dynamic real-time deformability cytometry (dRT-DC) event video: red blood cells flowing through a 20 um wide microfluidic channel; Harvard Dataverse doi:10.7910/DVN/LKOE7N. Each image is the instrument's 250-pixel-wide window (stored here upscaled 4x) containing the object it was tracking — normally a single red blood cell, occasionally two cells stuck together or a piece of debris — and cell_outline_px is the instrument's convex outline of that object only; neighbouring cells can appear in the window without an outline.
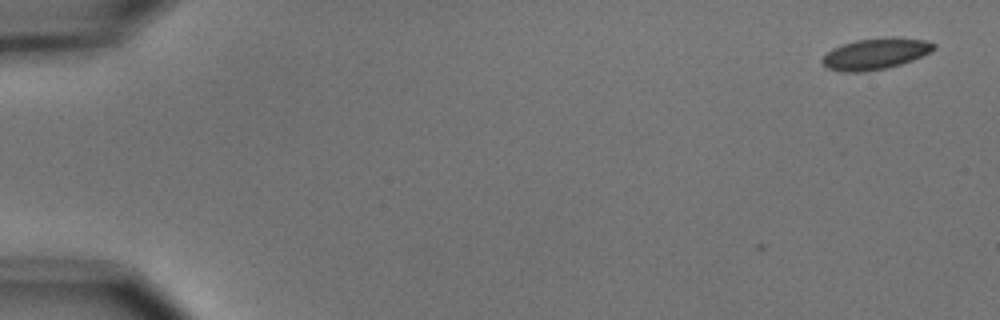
{"species": "common noctule bat (a hibernating species)", "species_latin": "Nyctalus noctula", "temperature_condition": "cold", "stored_images_in_passage": 4, "camera_frame_rate_fps": 3000, "um_per_image_px": 0.085, "animal": {"sex": "male", "body_mass_g": 15.6}, "frame": {"image": 1, "passage_image": 1, "time_ms": 0.0, "image_size_px": [1000, 320], "cell_outline_px": [[936, 48], [912, 60], [900, 64], [884, 68], [864, 72], [840, 72], [828, 68], [820, 60], [832, 48], [856, 40], [924, 40], [936, 44]], "centroid_in_image_um": [74.33, 4.63], "position_along_channel_um": 10.7, "area_um2": 19.13}}